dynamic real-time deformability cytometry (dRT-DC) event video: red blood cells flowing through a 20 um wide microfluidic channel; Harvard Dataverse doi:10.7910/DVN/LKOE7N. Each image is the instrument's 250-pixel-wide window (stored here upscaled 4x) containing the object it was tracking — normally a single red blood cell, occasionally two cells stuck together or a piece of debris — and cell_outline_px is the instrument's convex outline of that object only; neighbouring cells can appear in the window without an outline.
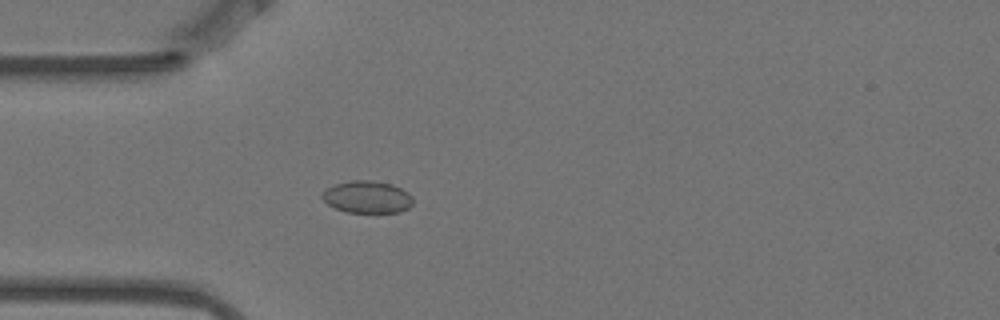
{"species": "Egyptian fruit bat (a non-hibernating species)", "species_latin": "Rousettus aegyptiacus", "temperature_condition": "warm", "stored_images_in_passage": 3, "camera_frame_rate_fps": 3000, "um_per_image_px": 0.085, "animal": {"sex": "female"}, "frame": {"image": 1, "passage_image": 3, "time_ms": 0.667, "image_size_px": [1000, 320], "cell_outline_px": [[412, 204], [408, 208], [400, 212], [348, 212], [336, 208], [328, 204], [320, 196], [320, 192], [324, 188], [332, 184], [352, 180], [372, 180], [392, 184], [408, 192], [412, 196]], "centroid_in_image_um": [31.17, 16.72], "position_along_channel_um": 53.8, "area_um2": 17.22}}